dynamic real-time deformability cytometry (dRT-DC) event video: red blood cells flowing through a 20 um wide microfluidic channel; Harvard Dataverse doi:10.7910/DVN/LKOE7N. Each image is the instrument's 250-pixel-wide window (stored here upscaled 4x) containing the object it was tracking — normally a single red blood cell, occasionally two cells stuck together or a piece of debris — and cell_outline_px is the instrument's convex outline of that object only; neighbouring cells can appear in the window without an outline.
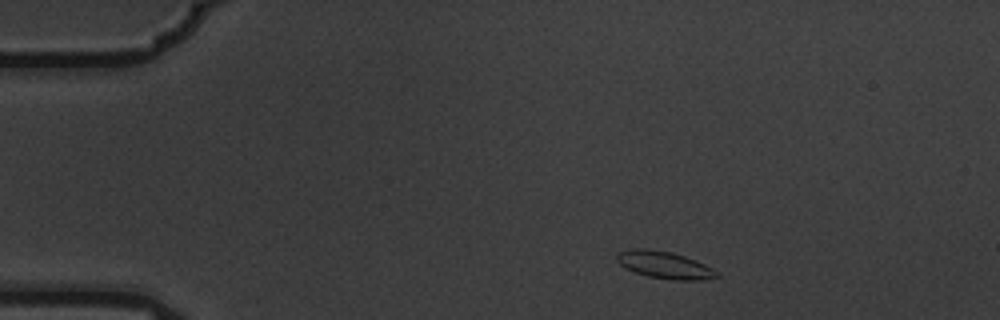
{"species": "common noctule bat (a hibernating species)", "species_latin": "Nyctalus noctula", "temperature_condition": "warm", "stored_images_in_passage": 7, "camera_frame_rate_fps": 3000, "um_per_image_px": 0.085, "animal": {"sex": "male", "body_mass_g": 19.5, "forearm_length_mm": 54.6}, "frame": {"image": 1, "passage_image": 1, "time_ms": 0.0, "image_size_px": [1000, 320], "cell_outline_px": [[720, 276], [704, 280], [672, 280], [648, 276], [624, 268], [616, 260], [616, 252], [632, 248], [644, 248], [672, 252], [696, 260], [712, 268]], "centroid_in_image_um": [56.45, 22.51], "position_along_channel_um": 28.5, "area_um2": 15.9}}
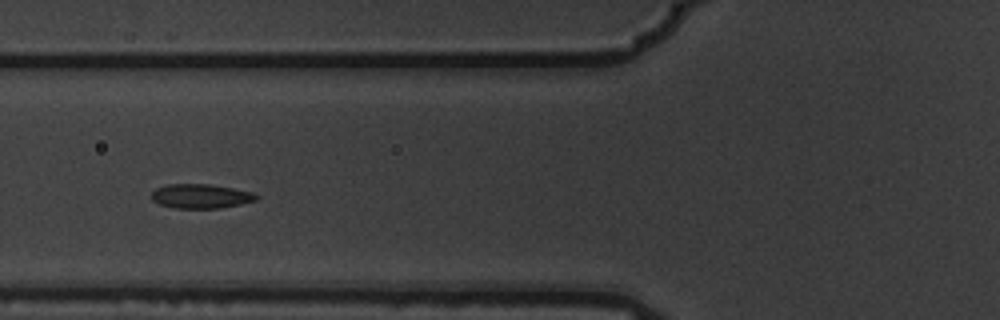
{"frame": {"image": 2, "passage_image": 5, "time_ms": 1.333, "image_size_px": [1000, 320], "cell_outline_px": [[260, 196], [256, 200], [240, 204], [220, 208], [172, 208], [160, 204], [152, 200], [152, 192], [156, 188], [164, 184], [208, 184], [232, 188], [252, 192]], "centroid_in_image_um": [17.05, 16.67], "position_along_channel_um": 108.8, "area_um2": 14.85}}
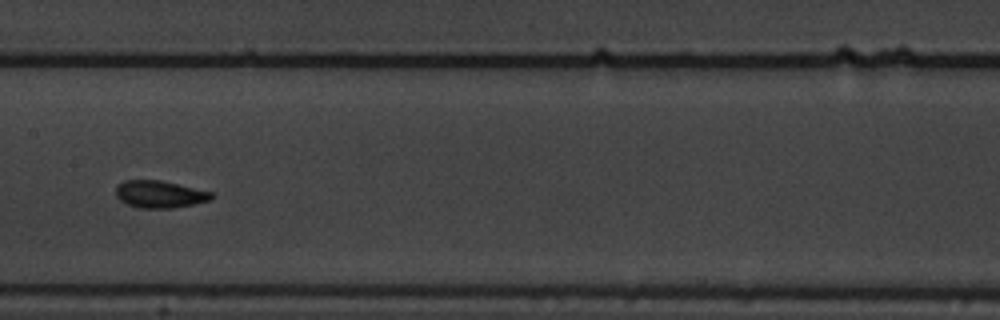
{"frame": {"image": 3, "passage_image": 7, "time_ms": 2.0, "image_size_px": [1000, 320], "cell_outline_px": [[212, 196], [208, 200], [192, 204], [172, 208], [140, 208], [128, 204], [120, 200], [116, 196], [116, 184], [124, 180], [160, 180], [212, 192]], "centroid_in_image_um": [13.51, 16.5], "position_along_channel_um": 193.9, "area_um2": 14.97}}